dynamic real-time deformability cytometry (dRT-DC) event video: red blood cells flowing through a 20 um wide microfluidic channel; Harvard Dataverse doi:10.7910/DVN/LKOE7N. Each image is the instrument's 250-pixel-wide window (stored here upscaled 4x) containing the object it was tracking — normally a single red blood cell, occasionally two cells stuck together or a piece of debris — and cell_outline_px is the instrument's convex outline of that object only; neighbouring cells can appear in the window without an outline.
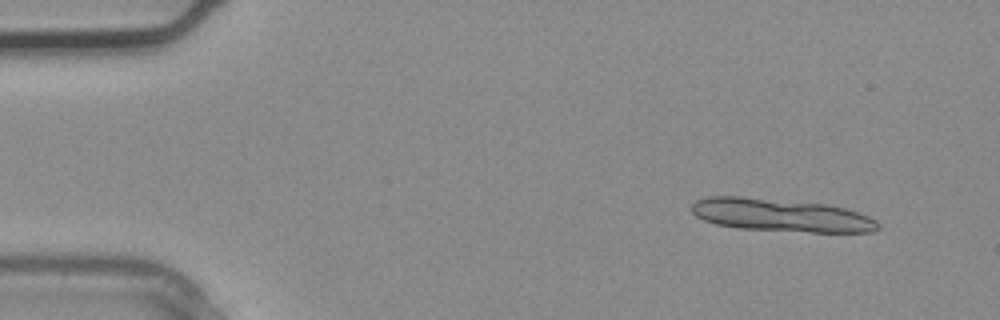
{"species": "common noctule bat (a hibernating species)", "species_latin": "Nyctalus noctula", "temperature_condition": "warm", "stored_images_in_passage": 3, "camera_frame_rate_fps": 3000, "um_per_image_px": 0.085, "animal": {"sex": "male", "body_mass_g": 20.4}, "frame": {"image": 1, "passage_image": 1, "time_ms": 0.0, "image_size_px": [1000, 320], "cell_outline_px": [[880, 228], [872, 232], [812, 232], [740, 228], [716, 224], [704, 220], [696, 216], [692, 212], [692, 204], [696, 200], [708, 196], [740, 196], [824, 204], [844, 208], [868, 216], [876, 220], [880, 224]], "centroid_in_image_um": [66.38, 18.29], "position_along_channel_um": 18.6, "area_um2": 35.49}}